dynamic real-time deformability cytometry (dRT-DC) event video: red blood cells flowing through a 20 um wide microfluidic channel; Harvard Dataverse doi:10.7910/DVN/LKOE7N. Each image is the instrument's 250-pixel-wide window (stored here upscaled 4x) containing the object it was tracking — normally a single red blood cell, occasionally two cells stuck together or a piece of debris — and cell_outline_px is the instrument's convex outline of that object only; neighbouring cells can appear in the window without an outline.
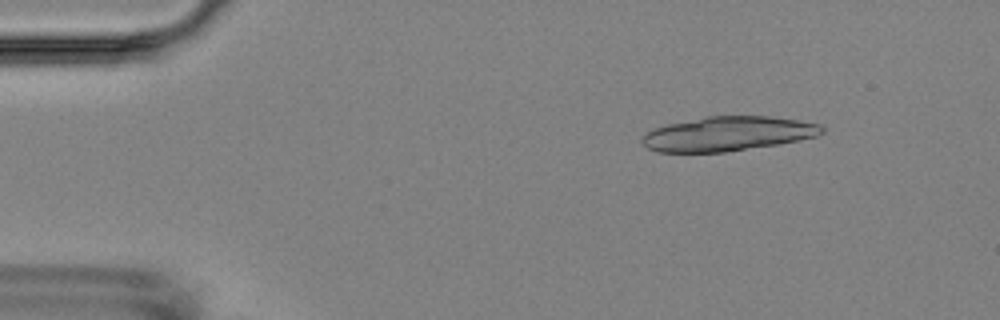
{"species": "Egyptian fruit bat (a non-hibernating species)", "species_latin": "Rousettus aegyptiacus", "temperature_condition": "room temperature", "stored_images_in_passage": 5, "camera_frame_rate_fps": 3000, "um_per_image_px": 0.085, "animal": {"sex": "female"}, "frame": {"image": 1, "passage_image": 2, "time_ms": 1.333, "image_size_px": [1000, 320], "cell_outline_px": [[824, 132], [816, 136], [776, 144], [724, 152], [656, 152], [648, 148], [640, 140], [648, 132], [656, 128], [668, 124], [708, 116], [768, 116], [800, 120], [820, 124], [824, 128]], "centroid_in_image_um": [61.87, 11.37], "position_along_channel_um": 23.1, "area_um2": 35.66}}